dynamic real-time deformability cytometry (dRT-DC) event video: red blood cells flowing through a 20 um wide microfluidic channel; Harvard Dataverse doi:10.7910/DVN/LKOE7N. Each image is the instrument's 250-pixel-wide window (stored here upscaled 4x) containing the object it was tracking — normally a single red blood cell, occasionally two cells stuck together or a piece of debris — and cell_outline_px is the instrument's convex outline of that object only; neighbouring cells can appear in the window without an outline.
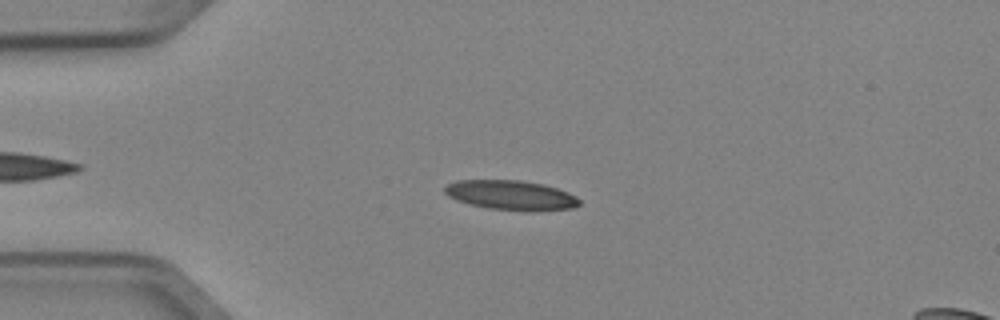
{"species": "Egyptian fruit bat (a non-hibernating species)", "species_latin": "Rousettus aegyptiacus", "temperature_condition": "cold", "stored_images_in_passage": 2, "camera_frame_rate_fps": 3000, "um_per_image_px": 0.085, "animal": {"sex": "female"}, "frame": {"image": 1, "passage_image": 1, "time_ms": 0.0, "image_size_px": [1000, 320], "cell_outline_px": [[580, 204], [572, 208], [488, 208], [468, 204], [456, 200], [448, 196], [444, 192], [444, 188], [448, 184], [456, 180], [520, 180], [544, 184], [568, 192], [576, 196], [580, 200]], "centroid_in_image_um": [43.35, 16.53], "position_along_channel_um": 41.7, "area_um2": 22.25}}